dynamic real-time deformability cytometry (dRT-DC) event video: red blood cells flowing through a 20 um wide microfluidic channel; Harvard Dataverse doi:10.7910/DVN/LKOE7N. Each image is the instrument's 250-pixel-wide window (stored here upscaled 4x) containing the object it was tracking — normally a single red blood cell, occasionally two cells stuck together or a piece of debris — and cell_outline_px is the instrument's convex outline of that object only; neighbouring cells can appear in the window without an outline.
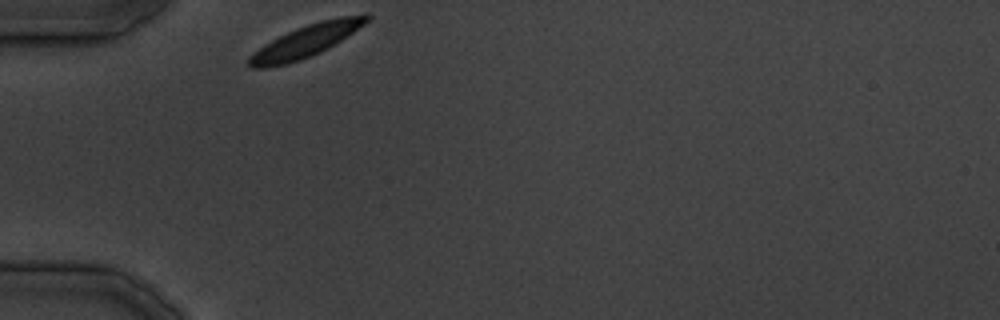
{"species": "common noctule bat (a hibernating species)", "species_latin": "Nyctalus noctula", "temperature_condition": "cold", "stored_images_in_passage": 22, "camera_frame_rate_fps": 3000, "um_per_image_px": 0.085, "animal": {"sex": "male", "body_mass_g": 19.5, "forearm_length_mm": 54.6}, "frame": {"image": 1, "passage_image": 1, "time_ms": 0.0, "image_size_px": [1000, 320], "cell_outline_px": [[372, 16], [364, 24], [328, 48], [320, 52], [300, 60], [288, 64], [264, 68], [252, 68], [248, 64], [248, 56], [264, 44], [296, 28], [320, 20], [340, 16], [368, 12]], "centroid_in_image_um": [26.01, 3.47], "position_along_channel_um": 59.0, "area_um2": 22.02}}
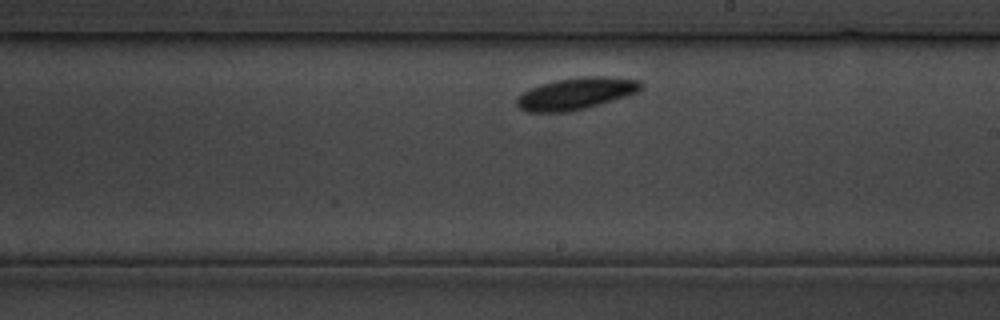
{"frame": {"image": 2, "passage_image": 13, "time_ms": 14.333, "image_size_px": [1000, 320], "cell_outline_px": [[644, 88], [640, 92], [628, 96], [600, 104], [568, 112], [528, 112], [520, 108], [516, 104], [516, 96], [540, 84], [556, 80], [584, 76], [604, 76], [640, 80], [644, 84]], "centroid_in_image_um": [49.01, 7.95], "position_along_channel_um": 240.0, "area_um2": 23.24}}